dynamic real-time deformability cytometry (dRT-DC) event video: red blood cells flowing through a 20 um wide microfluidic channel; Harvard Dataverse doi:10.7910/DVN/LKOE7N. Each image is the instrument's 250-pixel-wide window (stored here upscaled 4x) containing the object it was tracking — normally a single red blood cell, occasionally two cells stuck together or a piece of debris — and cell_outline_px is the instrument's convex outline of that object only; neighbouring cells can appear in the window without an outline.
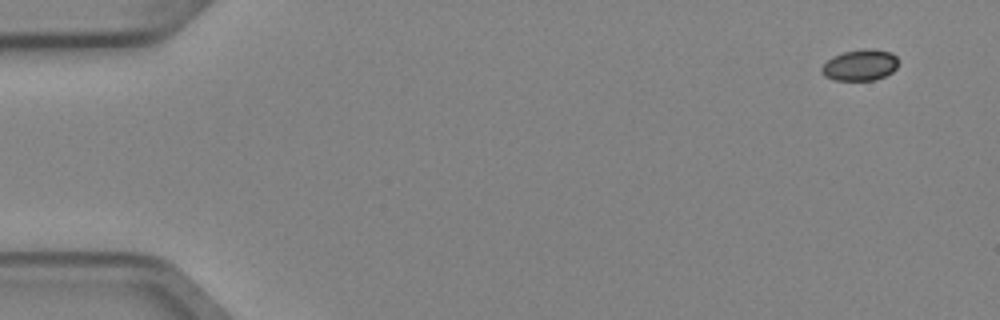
{"species": "Egyptian fruit bat (a non-hibernating species)", "species_latin": "Rousettus aegyptiacus", "temperature_condition": "cold", "stored_images_in_passage": 4, "camera_frame_rate_fps": 3000, "um_per_image_px": 0.085, "animal": {"sex": "female"}, "frame": {"image": 1, "passage_image": 1, "time_ms": 0.0, "image_size_px": [1000, 320], "cell_outline_px": [[896, 68], [892, 72], [876, 80], [832, 80], [824, 76], [820, 72], [820, 68], [832, 56], [844, 52], [864, 48], [872, 48], [892, 52], [896, 56]], "centroid_in_image_um": [73.08, 5.53], "position_along_channel_um": 11.9, "area_um2": 14.05}}
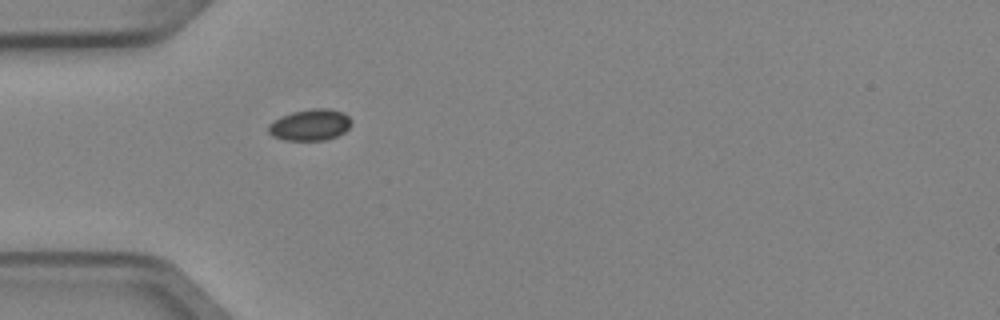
{"frame": {"image": 2, "passage_image": 4, "time_ms": 1.0, "image_size_px": [1000, 320], "cell_outline_px": [[352, 124], [344, 132], [336, 136], [324, 140], [284, 140], [272, 136], [268, 132], [268, 124], [280, 116], [292, 112], [312, 108], [328, 108], [344, 112], [352, 120]], "centroid_in_image_um": [26.36, 10.6], "position_along_channel_um": 58.6, "area_um2": 15.32}}